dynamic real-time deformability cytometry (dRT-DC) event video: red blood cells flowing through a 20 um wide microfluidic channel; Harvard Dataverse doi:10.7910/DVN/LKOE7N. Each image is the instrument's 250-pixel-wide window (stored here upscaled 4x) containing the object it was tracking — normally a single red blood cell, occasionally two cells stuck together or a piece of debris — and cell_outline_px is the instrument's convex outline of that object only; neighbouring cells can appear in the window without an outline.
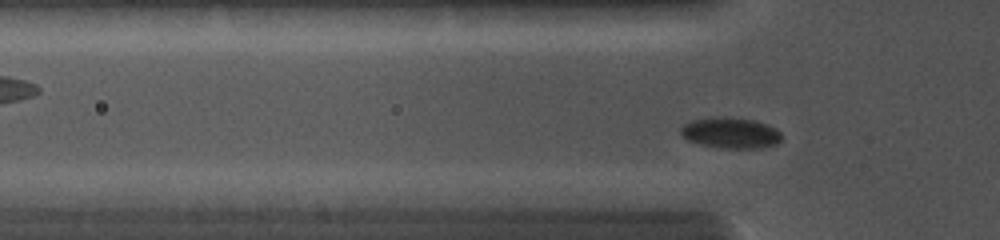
{"species": "common noctule bat (a hibernating species)", "species_latin": "Nyctalus noctula", "temperature_condition": "cold", "stored_images_in_passage": 81, "camera_frame_rate_fps": 5000, "um_per_image_px": 0.085, "animal": {"sex": "female", "body_mass_g": 19.0, "forearm_length_mm": 56.7}, "frame": {"image": 1, "passage_image": 11, "time_ms": 2.0, "image_size_px": [1000, 240], "cell_outline_px": [[780, 140], [776, 144], [760, 148], [720, 148], [700, 144], [688, 140], [680, 132], [680, 128], [684, 124], [692, 120], [716, 116], [728, 116], [756, 120], [768, 124], [776, 128], [780, 132]], "centroid_in_image_um": [62.1, 11.28], "position_along_channel_um": 63.7, "area_um2": 18.32}}
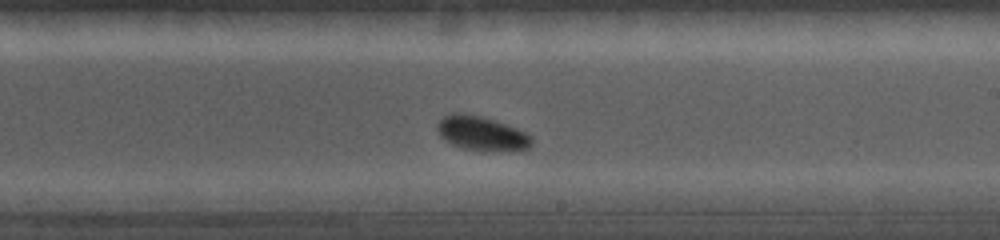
{"frame": {"image": 2, "passage_image": 45, "time_ms": 6.2, "image_size_px": [1000, 240], "cell_outline_px": [[532, 144], [528, 148], [480, 152], [464, 148], [452, 144], [440, 136], [436, 128], [436, 124], [444, 116], [452, 112], [460, 112], [480, 116], [496, 120], [516, 128], [532, 136]], "centroid_in_image_um": [40.9, 11.33], "position_along_channel_um": 248.1, "area_um2": 18.9}}
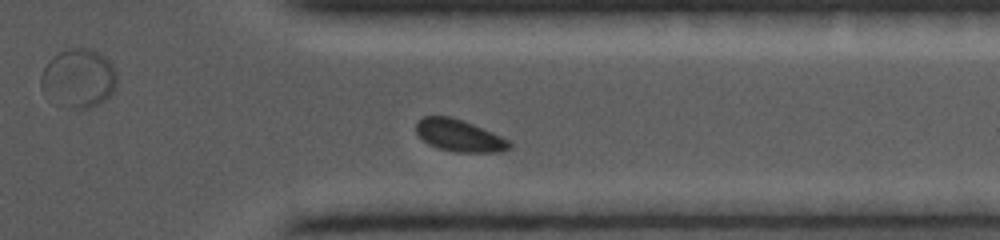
{"frame": {"image": 3, "passage_image": 68, "time_ms": 9.0, "image_size_px": [1000, 240], "cell_outline_px": [[512, 144], [504, 152], [456, 152], [436, 148], [428, 144], [416, 132], [416, 120], [424, 116], [452, 116], [464, 120], [492, 132], [508, 140]], "centroid_in_image_um": [39.01, 11.51], "position_along_channel_um": 372.4, "area_um2": 17.51}}